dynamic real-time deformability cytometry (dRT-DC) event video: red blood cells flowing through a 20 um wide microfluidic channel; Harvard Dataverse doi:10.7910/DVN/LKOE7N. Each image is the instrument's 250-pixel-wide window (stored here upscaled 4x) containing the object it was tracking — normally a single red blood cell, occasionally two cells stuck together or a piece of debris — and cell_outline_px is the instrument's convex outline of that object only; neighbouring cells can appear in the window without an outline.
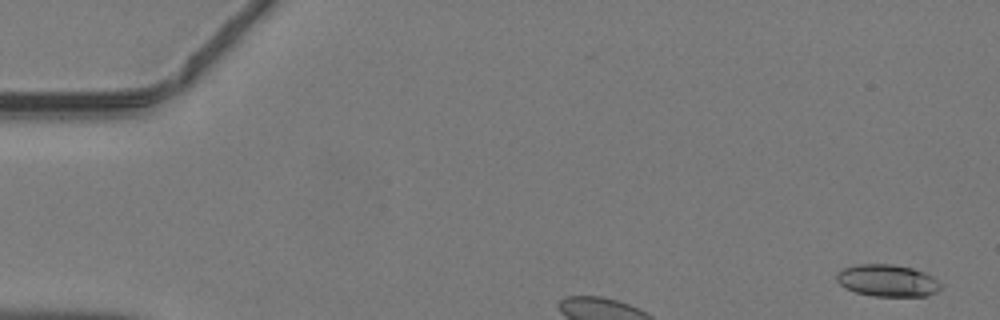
{"species": "common noctule bat (a hibernating species)", "species_latin": "Nyctalus noctula", "temperature_condition": "warm", "stored_images_in_passage": 6, "camera_frame_rate_fps": 3000, "um_per_image_px": 0.085, "animal": {"sex": "male", "body_mass_g": 19.2, "forearm_length_mm": 51.8}, "frame": {"image": 1, "passage_image": 2, "time_ms": 0.333, "image_size_px": [1000, 320], "cell_outline_px": [[944, 284], [936, 292], [928, 296], [872, 296], [856, 292], [844, 288], [836, 280], [836, 272], [844, 268], [856, 264], [892, 264], [912, 268], [924, 272], [932, 276]], "centroid_in_image_um": [75.44, 23.85], "position_along_channel_um": 9.6, "area_um2": 19.65}}